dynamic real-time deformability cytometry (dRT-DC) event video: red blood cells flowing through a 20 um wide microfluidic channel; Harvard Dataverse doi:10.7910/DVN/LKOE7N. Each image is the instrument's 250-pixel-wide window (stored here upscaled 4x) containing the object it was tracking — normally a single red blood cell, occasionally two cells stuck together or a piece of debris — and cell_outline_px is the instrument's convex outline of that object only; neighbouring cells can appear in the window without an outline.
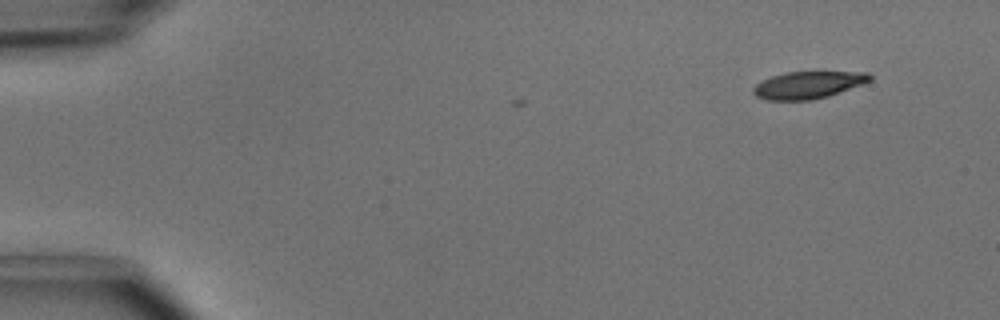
{"species": "common noctule bat (a hibernating species)", "species_latin": "Nyctalus noctula", "temperature_condition": "cold", "stored_images_in_passage": 3, "camera_frame_rate_fps": 3000, "um_per_image_px": 0.085, "animal": {"sex": "male", "body_mass_g": 15.6}, "frame": {"image": 1, "passage_image": 1, "time_ms": 0.0, "image_size_px": [1000, 320], "cell_outline_px": [[872, 80], [864, 84], [828, 96], [812, 100], [768, 100], [756, 96], [752, 92], [752, 88], [756, 84], [772, 76], [788, 72], [868, 72], [872, 76]], "centroid_in_image_um": [68.72, 7.22], "position_along_channel_um": 16.3, "area_um2": 18.44}}